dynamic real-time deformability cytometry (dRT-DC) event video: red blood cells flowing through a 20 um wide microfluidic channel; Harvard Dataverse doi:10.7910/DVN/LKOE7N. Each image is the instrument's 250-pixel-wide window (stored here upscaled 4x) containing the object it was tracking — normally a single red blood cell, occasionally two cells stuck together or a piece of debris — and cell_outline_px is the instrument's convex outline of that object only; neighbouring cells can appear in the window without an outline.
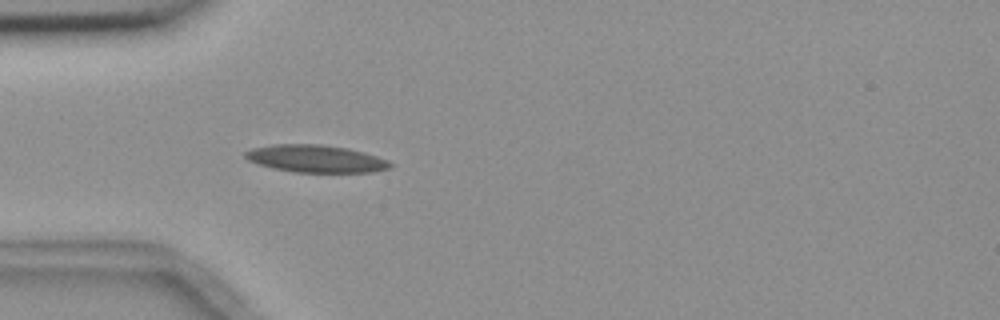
{"species": "common noctule bat (a hibernating species)", "species_latin": "Nyctalus noctula", "temperature_condition": "room temperature", "stored_images_in_passage": 1, "camera_frame_rate_fps": 3000, "um_per_image_px": 0.085, "animal": {"sex": "female", "body_mass_g": 18.4}, "frame": {"image": 1, "passage_image": 1, "time_ms": 0.0, "image_size_px": [1000, 320], "cell_outline_px": [[392, 164], [388, 168], [372, 172], [292, 172], [260, 164], [248, 160], [244, 156], [244, 152], [252, 148], [272, 144], [320, 144], [348, 148], [364, 152], [376, 156]], "centroid_in_image_um": [26.8, 13.48], "position_along_channel_um": 58.2, "area_um2": 22.89}}